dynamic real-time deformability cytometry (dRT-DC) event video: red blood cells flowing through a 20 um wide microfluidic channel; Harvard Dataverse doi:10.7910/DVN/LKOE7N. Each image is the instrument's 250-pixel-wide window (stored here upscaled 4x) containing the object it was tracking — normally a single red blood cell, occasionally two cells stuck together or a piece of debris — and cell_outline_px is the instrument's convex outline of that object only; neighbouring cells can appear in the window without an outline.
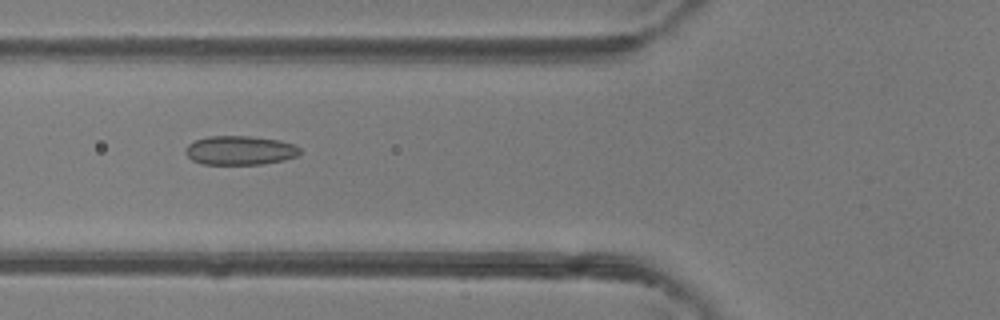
{"species": "common noctule bat (a hibernating species)", "species_latin": "Nyctalus noctula", "temperature_condition": "room temperature", "stored_images_in_passage": 35, "camera_frame_rate_fps": 3000, "um_per_image_px": 0.085, "animal": {"sex": "female"}, "frame": {"image": 1, "passage_image": 6, "time_ms": 1.667, "image_size_px": [1000, 320], "cell_outline_px": [[300, 152], [296, 156], [284, 160], [264, 164], [200, 164], [192, 160], [184, 152], [184, 148], [188, 144], [196, 140], [208, 136], [248, 136], [280, 140], [292, 144], [300, 148]], "centroid_in_image_um": [20.36, 12.78], "position_along_channel_um": 105.4, "area_um2": 19.42}}
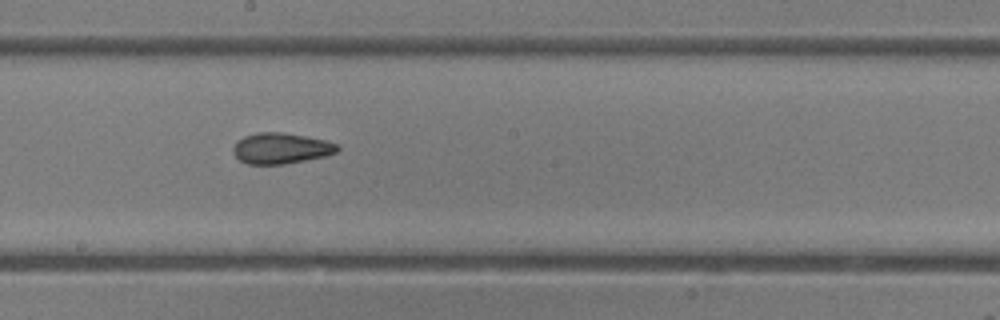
{"frame": {"image": 2, "passage_image": 14, "time_ms": 4.333, "image_size_px": [1000, 320], "cell_outline_px": [[340, 148], [336, 152], [324, 156], [284, 164], [248, 164], [240, 160], [232, 152], [232, 148], [236, 140], [244, 136], [256, 132], [280, 132], [328, 140], [336, 144]], "centroid_in_image_um": [23.84, 12.59], "position_along_channel_um": 224.4, "area_um2": 18.73}}
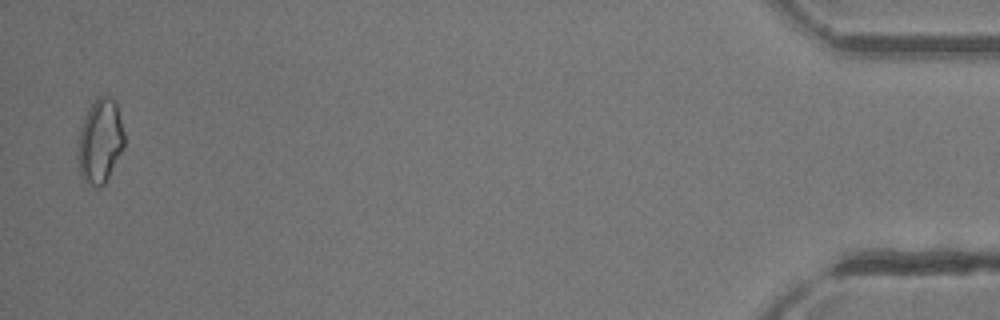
{"frame": {"image": 3, "passage_image": 34, "time_ms": 11.0, "image_size_px": [1000, 320], "cell_outline_px": [[124, 148], [104, 184], [100, 188], [96, 188], [84, 180], [80, 176], [76, 156], [80, 128], [84, 116], [96, 96], [108, 96], [116, 100], [124, 132]], "centroid_in_image_um": [8.49, 11.99], "position_along_channel_um": 426.7, "area_um2": 23.18}, "authors_computed_cell_mechanics": {"area_um2": 19.1318, "velocity_mm_per_s": 4.4501, "shape_relaxation_time_tau1_ms": null, "shape_relaxation_time_tau2_ms": 1.8752, "deformation_change_tau1": null, "deformation_change_tau2": 0.082}}